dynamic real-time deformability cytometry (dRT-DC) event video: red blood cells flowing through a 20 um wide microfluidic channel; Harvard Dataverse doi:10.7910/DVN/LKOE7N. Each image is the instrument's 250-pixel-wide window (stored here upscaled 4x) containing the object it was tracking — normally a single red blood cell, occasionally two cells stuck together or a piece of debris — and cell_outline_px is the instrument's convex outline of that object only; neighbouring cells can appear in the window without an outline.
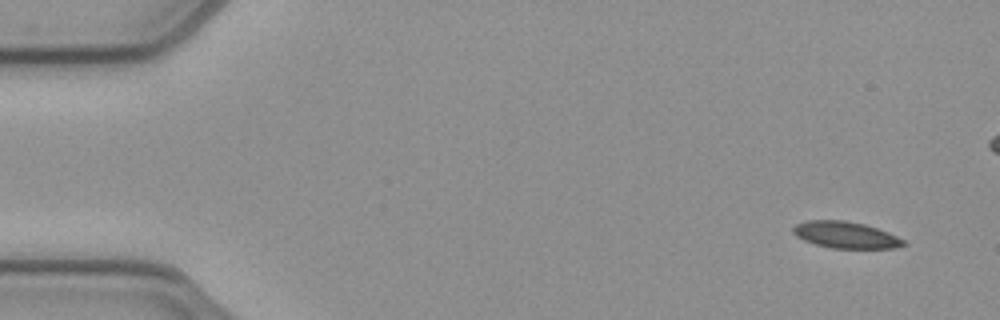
{"species": "common noctule bat (a hibernating species)", "species_latin": "Nyctalus noctula", "temperature_condition": "cold", "stored_images_in_passage": 51, "camera_frame_rate_fps": 3000, "um_per_image_px": 0.085, "animal": {"sex": "female", "body_mass_g": 21.9}, "frame": {"image": 1, "passage_image": 1, "time_ms": 0.0, "image_size_px": [1000, 320], "cell_outline_px": [[908, 244], [896, 248], [832, 248], [816, 244], [804, 240], [796, 236], [792, 232], [792, 228], [796, 224], [808, 220], [844, 220], [864, 224], [888, 232], [908, 240]], "centroid_in_image_um": [71.93, 19.97], "position_along_channel_um": 13.1, "area_um2": 17.22}}
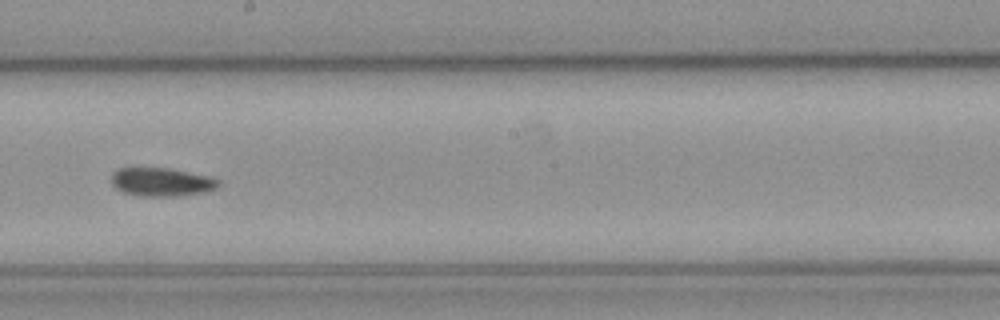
{"frame": {"image": 2, "passage_image": 27, "time_ms": 8.667, "image_size_px": [1000, 320], "cell_outline_px": [[220, 184], [216, 188], [204, 192], [180, 196], [136, 196], [124, 192], [116, 188], [112, 184], [112, 172], [120, 168], [132, 164], [168, 168], [208, 176], [220, 180]], "centroid_in_image_um": [13.66, 15.43], "position_along_channel_um": 234.5, "area_um2": 18.44}}
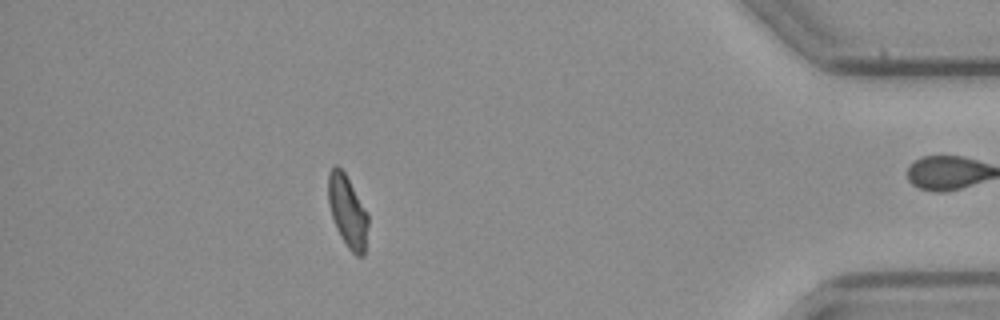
{"frame": {"image": 3, "passage_image": 44, "time_ms": 14.333, "image_size_px": [1000, 320], "cell_outline_px": [[368, 224], [364, 256], [356, 256], [348, 248], [340, 236], [336, 228], [328, 204], [328, 172], [336, 164], [344, 172], [368, 216]], "centroid_in_image_um": [29.52, 17.99], "position_along_channel_um": 405.7, "area_um2": 16.42}, "authors_computed_cell_mechanics": {"area_um2": 17.5712, "velocity_mm_per_s": 3.9156, "shape_relaxation_time_tau1_ms": 5.6903, "shape_relaxation_time_tau2_ms": 4.8169, "deformation_change_tau1": 0.1193, "deformation_change_tau2": 0.0965}}